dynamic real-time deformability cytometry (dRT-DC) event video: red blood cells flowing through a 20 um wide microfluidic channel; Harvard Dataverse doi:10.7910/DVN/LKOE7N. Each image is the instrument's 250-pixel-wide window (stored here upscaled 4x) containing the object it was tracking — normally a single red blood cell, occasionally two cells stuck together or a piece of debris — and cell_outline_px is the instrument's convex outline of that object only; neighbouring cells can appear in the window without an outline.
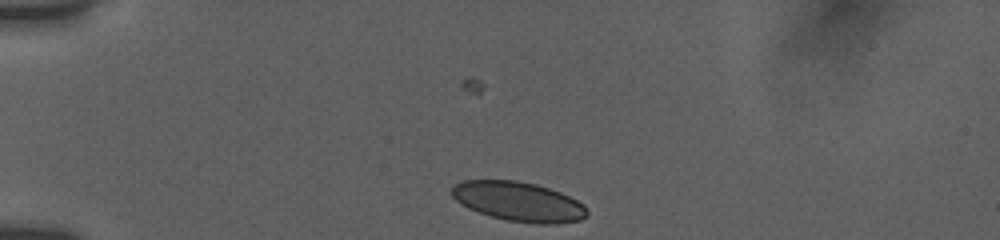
{"species": "human", "species_latin": "Homo sapiens", "temperature_condition": "room temperature", "stored_images_in_passage": 42, "camera_frame_rate_fps": 3000, "um_per_image_px": 0.085, "donor": {"sex": "female"}, "frame": {"image": 1, "passage_image": 1, "time_ms": 0.0, "image_size_px": [1000, 240], "cell_outline_px": [[588, 216], [580, 220], [560, 224], [536, 224], [508, 220], [492, 216], [468, 208], [456, 200], [452, 196], [452, 188], [460, 180], [516, 180], [536, 184], [560, 192], [584, 204], [588, 212]], "centroid_in_image_um": [44.11, 17.13], "position_along_channel_um": 40.9, "area_um2": 31.1}}
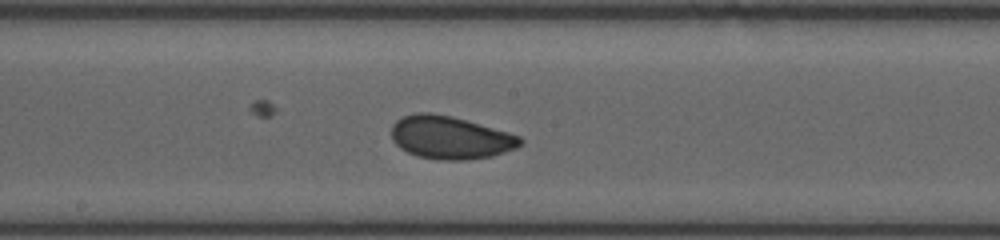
{"frame": {"image": 2, "passage_image": 18, "time_ms": 5.667, "image_size_px": [1000, 240], "cell_outline_px": [[524, 144], [516, 148], [492, 156], [468, 160], [440, 160], [420, 156], [408, 152], [400, 148], [392, 140], [392, 124], [396, 120], [404, 116], [416, 112], [432, 112], [452, 116], [508, 132], [520, 136], [524, 140]], "centroid_in_image_um": [38.28, 11.68], "position_along_channel_um": 209.9, "area_um2": 32.31}}
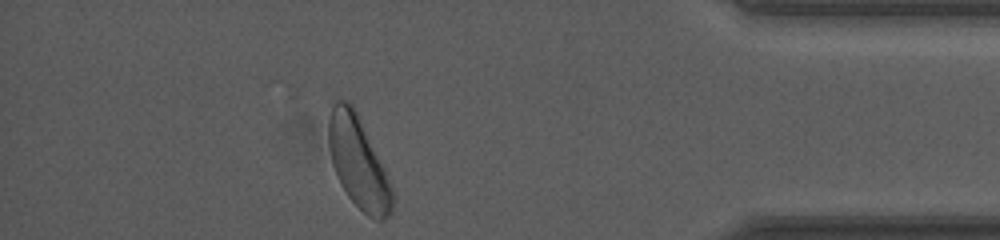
{"frame": {"image": 3, "passage_image": 36, "time_ms": 11.667, "image_size_px": [1000, 240], "cell_outline_px": [[392, 208], [388, 216], [384, 220], [376, 220], [368, 216], [348, 196], [340, 184], [332, 164], [328, 144], [328, 116], [332, 104], [336, 100], [344, 100], [352, 104], [384, 168], [392, 188]], "centroid_in_image_um": [30.42, 13.79], "position_along_channel_um": 404.8, "area_um2": 33.47}, "authors_computed_cell_mechanics": {"area_um2": 31.9056, "velocity_mm_per_s": 3.8158, "shape_relaxation_time_tau1_ms": 2.6905, "shape_relaxation_time_tau2_ms": 3.7992, "deformation_change_tau1": 0.0871, "deformation_change_tau2": 0.0865}}